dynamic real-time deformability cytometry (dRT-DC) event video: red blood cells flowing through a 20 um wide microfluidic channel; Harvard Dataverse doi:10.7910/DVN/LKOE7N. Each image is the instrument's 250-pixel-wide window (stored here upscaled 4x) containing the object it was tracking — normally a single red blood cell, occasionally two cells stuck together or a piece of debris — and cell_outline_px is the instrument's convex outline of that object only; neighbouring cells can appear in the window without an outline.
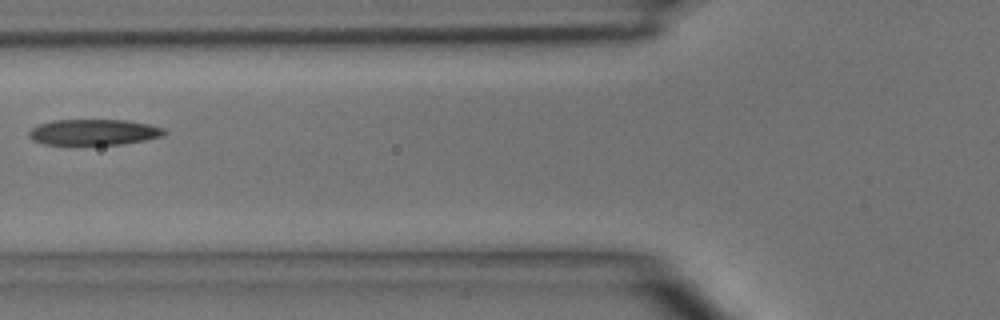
{"species": "common noctule bat (a hibernating species)", "species_latin": "Nyctalus noctula", "temperature_condition": "room temperature", "stored_images_in_passage": 7, "camera_frame_rate_fps": 3000, "um_per_image_px": 0.085, "animal": {"sex": "male", "body_mass_g": 15.6}, "frame": {"image": 1, "passage_image": 6, "time_ms": 6.0, "image_size_px": [1000, 320], "cell_outline_px": [[168, 132], [164, 136], [144, 140], [120, 144], [76, 148], [44, 144], [32, 140], [28, 136], [28, 132], [32, 128], [40, 124], [52, 120], [128, 120], [148, 124], [164, 128]], "centroid_in_image_um": [7.93, 11.28], "position_along_channel_um": 117.9, "area_um2": 21.44}}